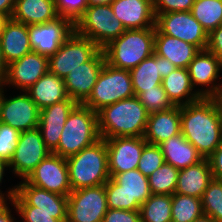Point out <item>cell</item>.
<instances>
[{
  "mask_svg": "<svg viewBox=\"0 0 222 222\" xmlns=\"http://www.w3.org/2000/svg\"><path fill=\"white\" fill-rule=\"evenodd\" d=\"M26 92L40 110L69 98L64 79L51 72L44 74Z\"/></svg>",
  "mask_w": 222,
  "mask_h": 222,
  "instance_id": "obj_30",
  "label": "cell"
},
{
  "mask_svg": "<svg viewBox=\"0 0 222 222\" xmlns=\"http://www.w3.org/2000/svg\"><path fill=\"white\" fill-rule=\"evenodd\" d=\"M11 205L22 218V222H67V212L36 210V207L29 206L17 193L14 194Z\"/></svg>",
  "mask_w": 222,
  "mask_h": 222,
  "instance_id": "obj_36",
  "label": "cell"
},
{
  "mask_svg": "<svg viewBox=\"0 0 222 222\" xmlns=\"http://www.w3.org/2000/svg\"><path fill=\"white\" fill-rule=\"evenodd\" d=\"M195 0H153L154 14L191 11Z\"/></svg>",
  "mask_w": 222,
  "mask_h": 222,
  "instance_id": "obj_42",
  "label": "cell"
},
{
  "mask_svg": "<svg viewBox=\"0 0 222 222\" xmlns=\"http://www.w3.org/2000/svg\"><path fill=\"white\" fill-rule=\"evenodd\" d=\"M2 85V110L0 122L11 126L19 132L38 128L40 109L28 93L6 97Z\"/></svg>",
  "mask_w": 222,
  "mask_h": 222,
  "instance_id": "obj_16",
  "label": "cell"
},
{
  "mask_svg": "<svg viewBox=\"0 0 222 222\" xmlns=\"http://www.w3.org/2000/svg\"><path fill=\"white\" fill-rule=\"evenodd\" d=\"M137 98L144 105L149 114L158 111L170 110L175 107L166 94L162 84L155 86L154 89L144 90L137 96Z\"/></svg>",
  "mask_w": 222,
  "mask_h": 222,
  "instance_id": "obj_38",
  "label": "cell"
},
{
  "mask_svg": "<svg viewBox=\"0 0 222 222\" xmlns=\"http://www.w3.org/2000/svg\"><path fill=\"white\" fill-rule=\"evenodd\" d=\"M208 160L211 164L213 178L222 180V143L215 149Z\"/></svg>",
  "mask_w": 222,
  "mask_h": 222,
  "instance_id": "obj_45",
  "label": "cell"
},
{
  "mask_svg": "<svg viewBox=\"0 0 222 222\" xmlns=\"http://www.w3.org/2000/svg\"><path fill=\"white\" fill-rule=\"evenodd\" d=\"M176 68L168 59L155 53L143 60L129 71L135 96L144 90L154 89L155 86L162 84V78L168 76Z\"/></svg>",
  "mask_w": 222,
  "mask_h": 222,
  "instance_id": "obj_21",
  "label": "cell"
},
{
  "mask_svg": "<svg viewBox=\"0 0 222 222\" xmlns=\"http://www.w3.org/2000/svg\"><path fill=\"white\" fill-rule=\"evenodd\" d=\"M154 37L155 28L126 29L102 48L106 63L130 71L154 54Z\"/></svg>",
  "mask_w": 222,
  "mask_h": 222,
  "instance_id": "obj_3",
  "label": "cell"
},
{
  "mask_svg": "<svg viewBox=\"0 0 222 222\" xmlns=\"http://www.w3.org/2000/svg\"><path fill=\"white\" fill-rule=\"evenodd\" d=\"M74 31L80 36L89 38L102 49L126 29L114 16L110 4H105L88 6L74 24Z\"/></svg>",
  "mask_w": 222,
  "mask_h": 222,
  "instance_id": "obj_8",
  "label": "cell"
},
{
  "mask_svg": "<svg viewBox=\"0 0 222 222\" xmlns=\"http://www.w3.org/2000/svg\"><path fill=\"white\" fill-rule=\"evenodd\" d=\"M192 222H216V221L213 218H211L210 216L203 214L202 216L196 218Z\"/></svg>",
  "mask_w": 222,
  "mask_h": 222,
  "instance_id": "obj_51",
  "label": "cell"
},
{
  "mask_svg": "<svg viewBox=\"0 0 222 222\" xmlns=\"http://www.w3.org/2000/svg\"><path fill=\"white\" fill-rule=\"evenodd\" d=\"M0 45L7 65L32 52L28 25L9 18L4 24L0 36Z\"/></svg>",
  "mask_w": 222,
  "mask_h": 222,
  "instance_id": "obj_24",
  "label": "cell"
},
{
  "mask_svg": "<svg viewBox=\"0 0 222 222\" xmlns=\"http://www.w3.org/2000/svg\"><path fill=\"white\" fill-rule=\"evenodd\" d=\"M114 0H88L89 6L111 4Z\"/></svg>",
  "mask_w": 222,
  "mask_h": 222,
  "instance_id": "obj_50",
  "label": "cell"
},
{
  "mask_svg": "<svg viewBox=\"0 0 222 222\" xmlns=\"http://www.w3.org/2000/svg\"><path fill=\"white\" fill-rule=\"evenodd\" d=\"M190 12L208 34L222 24V0H195Z\"/></svg>",
  "mask_w": 222,
  "mask_h": 222,
  "instance_id": "obj_33",
  "label": "cell"
},
{
  "mask_svg": "<svg viewBox=\"0 0 222 222\" xmlns=\"http://www.w3.org/2000/svg\"><path fill=\"white\" fill-rule=\"evenodd\" d=\"M100 50L89 38L73 31L55 54L48 57V72L64 79L71 70L90 61Z\"/></svg>",
  "mask_w": 222,
  "mask_h": 222,
  "instance_id": "obj_9",
  "label": "cell"
},
{
  "mask_svg": "<svg viewBox=\"0 0 222 222\" xmlns=\"http://www.w3.org/2000/svg\"><path fill=\"white\" fill-rule=\"evenodd\" d=\"M102 139L144 137L149 113L137 96L107 105L97 112Z\"/></svg>",
  "mask_w": 222,
  "mask_h": 222,
  "instance_id": "obj_2",
  "label": "cell"
},
{
  "mask_svg": "<svg viewBox=\"0 0 222 222\" xmlns=\"http://www.w3.org/2000/svg\"><path fill=\"white\" fill-rule=\"evenodd\" d=\"M59 17L55 0H16L11 18L25 25H37Z\"/></svg>",
  "mask_w": 222,
  "mask_h": 222,
  "instance_id": "obj_27",
  "label": "cell"
},
{
  "mask_svg": "<svg viewBox=\"0 0 222 222\" xmlns=\"http://www.w3.org/2000/svg\"><path fill=\"white\" fill-rule=\"evenodd\" d=\"M155 28L162 34L181 39L196 46L207 48L208 33L190 11L155 14Z\"/></svg>",
  "mask_w": 222,
  "mask_h": 222,
  "instance_id": "obj_12",
  "label": "cell"
},
{
  "mask_svg": "<svg viewBox=\"0 0 222 222\" xmlns=\"http://www.w3.org/2000/svg\"><path fill=\"white\" fill-rule=\"evenodd\" d=\"M204 214L200 198L180 195H172V222H192Z\"/></svg>",
  "mask_w": 222,
  "mask_h": 222,
  "instance_id": "obj_34",
  "label": "cell"
},
{
  "mask_svg": "<svg viewBox=\"0 0 222 222\" xmlns=\"http://www.w3.org/2000/svg\"><path fill=\"white\" fill-rule=\"evenodd\" d=\"M105 62V55L101 49L90 61L71 70L64 78L68 97L82 104L91 94Z\"/></svg>",
  "mask_w": 222,
  "mask_h": 222,
  "instance_id": "obj_18",
  "label": "cell"
},
{
  "mask_svg": "<svg viewBox=\"0 0 222 222\" xmlns=\"http://www.w3.org/2000/svg\"><path fill=\"white\" fill-rule=\"evenodd\" d=\"M74 31V24L59 17L51 22L28 25L31 48L43 56L51 57Z\"/></svg>",
  "mask_w": 222,
  "mask_h": 222,
  "instance_id": "obj_15",
  "label": "cell"
},
{
  "mask_svg": "<svg viewBox=\"0 0 222 222\" xmlns=\"http://www.w3.org/2000/svg\"><path fill=\"white\" fill-rule=\"evenodd\" d=\"M67 200V222H103L108 210L105 184L72 190Z\"/></svg>",
  "mask_w": 222,
  "mask_h": 222,
  "instance_id": "obj_10",
  "label": "cell"
},
{
  "mask_svg": "<svg viewBox=\"0 0 222 222\" xmlns=\"http://www.w3.org/2000/svg\"><path fill=\"white\" fill-rule=\"evenodd\" d=\"M38 128L20 132L14 154L8 163L15 176L25 180L34 168L51 154Z\"/></svg>",
  "mask_w": 222,
  "mask_h": 222,
  "instance_id": "obj_11",
  "label": "cell"
},
{
  "mask_svg": "<svg viewBox=\"0 0 222 222\" xmlns=\"http://www.w3.org/2000/svg\"><path fill=\"white\" fill-rule=\"evenodd\" d=\"M47 72L48 57L32 51L8 65L3 86L12 85L25 92Z\"/></svg>",
  "mask_w": 222,
  "mask_h": 222,
  "instance_id": "obj_19",
  "label": "cell"
},
{
  "mask_svg": "<svg viewBox=\"0 0 222 222\" xmlns=\"http://www.w3.org/2000/svg\"><path fill=\"white\" fill-rule=\"evenodd\" d=\"M212 179L210 161L203 159L196 165L179 170L175 193L201 199Z\"/></svg>",
  "mask_w": 222,
  "mask_h": 222,
  "instance_id": "obj_26",
  "label": "cell"
},
{
  "mask_svg": "<svg viewBox=\"0 0 222 222\" xmlns=\"http://www.w3.org/2000/svg\"><path fill=\"white\" fill-rule=\"evenodd\" d=\"M135 96L131 74L105 62L89 97L82 103L95 112L120 100Z\"/></svg>",
  "mask_w": 222,
  "mask_h": 222,
  "instance_id": "obj_7",
  "label": "cell"
},
{
  "mask_svg": "<svg viewBox=\"0 0 222 222\" xmlns=\"http://www.w3.org/2000/svg\"><path fill=\"white\" fill-rule=\"evenodd\" d=\"M8 20V18L2 14H0V36L4 27L5 22Z\"/></svg>",
  "mask_w": 222,
  "mask_h": 222,
  "instance_id": "obj_52",
  "label": "cell"
},
{
  "mask_svg": "<svg viewBox=\"0 0 222 222\" xmlns=\"http://www.w3.org/2000/svg\"><path fill=\"white\" fill-rule=\"evenodd\" d=\"M16 0H0V14L8 19L12 17Z\"/></svg>",
  "mask_w": 222,
  "mask_h": 222,
  "instance_id": "obj_48",
  "label": "cell"
},
{
  "mask_svg": "<svg viewBox=\"0 0 222 222\" xmlns=\"http://www.w3.org/2000/svg\"><path fill=\"white\" fill-rule=\"evenodd\" d=\"M172 195L151 194L141 205V222H172Z\"/></svg>",
  "mask_w": 222,
  "mask_h": 222,
  "instance_id": "obj_32",
  "label": "cell"
},
{
  "mask_svg": "<svg viewBox=\"0 0 222 222\" xmlns=\"http://www.w3.org/2000/svg\"><path fill=\"white\" fill-rule=\"evenodd\" d=\"M66 161L72 190L103 185L110 179L105 139L101 138Z\"/></svg>",
  "mask_w": 222,
  "mask_h": 222,
  "instance_id": "obj_4",
  "label": "cell"
},
{
  "mask_svg": "<svg viewBox=\"0 0 222 222\" xmlns=\"http://www.w3.org/2000/svg\"><path fill=\"white\" fill-rule=\"evenodd\" d=\"M100 139L97 112L78 103L69 113L59 144L52 153L68 158Z\"/></svg>",
  "mask_w": 222,
  "mask_h": 222,
  "instance_id": "obj_5",
  "label": "cell"
},
{
  "mask_svg": "<svg viewBox=\"0 0 222 222\" xmlns=\"http://www.w3.org/2000/svg\"><path fill=\"white\" fill-rule=\"evenodd\" d=\"M20 132L0 122V159L9 163L14 154Z\"/></svg>",
  "mask_w": 222,
  "mask_h": 222,
  "instance_id": "obj_40",
  "label": "cell"
},
{
  "mask_svg": "<svg viewBox=\"0 0 222 222\" xmlns=\"http://www.w3.org/2000/svg\"><path fill=\"white\" fill-rule=\"evenodd\" d=\"M8 169V163L0 159V185H2L1 183L4 178L5 171ZM8 190L9 191L6 192L7 194L3 193V191L0 190V203L7 202V200L10 201L13 199L14 194L16 193V186H13V188H10Z\"/></svg>",
  "mask_w": 222,
  "mask_h": 222,
  "instance_id": "obj_46",
  "label": "cell"
},
{
  "mask_svg": "<svg viewBox=\"0 0 222 222\" xmlns=\"http://www.w3.org/2000/svg\"><path fill=\"white\" fill-rule=\"evenodd\" d=\"M16 186V193L29 205L36 207V210L45 212H67V196H62L45 189L36 187L20 181Z\"/></svg>",
  "mask_w": 222,
  "mask_h": 222,
  "instance_id": "obj_28",
  "label": "cell"
},
{
  "mask_svg": "<svg viewBox=\"0 0 222 222\" xmlns=\"http://www.w3.org/2000/svg\"><path fill=\"white\" fill-rule=\"evenodd\" d=\"M181 133L180 106L150 113L144 139L148 144L159 145Z\"/></svg>",
  "mask_w": 222,
  "mask_h": 222,
  "instance_id": "obj_23",
  "label": "cell"
},
{
  "mask_svg": "<svg viewBox=\"0 0 222 222\" xmlns=\"http://www.w3.org/2000/svg\"><path fill=\"white\" fill-rule=\"evenodd\" d=\"M164 156L158 145L146 144L142 150L137 169L149 177L164 163Z\"/></svg>",
  "mask_w": 222,
  "mask_h": 222,
  "instance_id": "obj_39",
  "label": "cell"
},
{
  "mask_svg": "<svg viewBox=\"0 0 222 222\" xmlns=\"http://www.w3.org/2000/svg\"><path fill=\"white\" fill-rule=\"evenodd\" d=\"M206 49L215 54L222 61V24L208 34Z\"/></svg>",
  "mask_w": 222,
  "mask_h": 222,
  "instance_id": "obj_44",
  "label": "cell"
},
{
  "mask_svg": "<svg viewBox=\"0 0 222 222\" xmlns=\"http://www.w3.org/2000/svg\"><path fill=\"white\" fill-rule=\"evenodd\" d=\"M11 203V200L9 203L3 202L0 203V222H19V221H14L16 218L13 217L11 214V209L9 208V204Z\"/></svg>",
  "mask_w": 222,
  "mask_h": 222,
  "instance_id": "obj_47",
  "label": "cell"
},
{
  "mask_svg": "<svg viewBox=\"0 0 222 222\" xmlns=\"http://www.w3.org/2000/svg\"><path fill=\"white\" fill-rule=\"evenodd\" d=\"M77 104L68 98L40 110L38 129L51 152L58 146L67 117Z\"/></svg>",
  "mask_w": 222,
  "mask_h": 222,
  "instance_id": "obj_20",
  "label": "cell"
},
{
  "mask_svg": "<svg viewBox=\"0 0 222 222\" xmlns=\"http://www.w3.org/2000/svg\"><path fill=\"white\" fill-rule=\"evenodd\" d=\"M217 98H218V100H219V102H220V104L222 106V91H221V94Z\"/></svg>",
  "mask_w": 222,
  "mask_h": 222,
  "instance_id": "obj_54",
  "label": "cell"
},
{
  "mask_svg": "<svg viewBox=\"0 0 222 222\" xmlns=\"http://www.w3.org/2000/svg\"><path fill=\"white\" fill-rule=\"evenodd\" d=\"M27 183L62 196L72 191L66 158L51 153L25 179Z\"/></svg>",
  "mask_w": 222,
  "mask_h": 222,
  "instance_id": "obj_13",
  "label": "cell"
},
{
  "mask_svg": "<svg viewBox=\"0 0 222 222\" xmlns=\"http://www.w3.org/2000/svg\"><path fill=\"white\" fill-rule=\"evenodd\" d=\"M57 13L60 17L69 19L73 24L88 8V0H55Z\"/></svg>",
  "mask_w": 222,
  "mask_h": 222,
  "instance_id": "obj_41",
  "label": "cell"
},
{
  "mask_svg": "<svg viewBox=\"0 0 222 222\" xmlns=\"http://www.w3.org/2000/svg\"><path fill=\"white\" fill-rule=\"evenodd\" d=\"M110 6L125 29L155 28L153 0H114Z\"/></svg>",
  "mask_w": 222,
  "mask_h": 222,
  "instance_id": "obj_22",
  "label": "cell"
},
{
  "mask_svg": "<svg viewBox=\"0 0 222 222\" xmlns=\"http://www.w3.org/2000/svg\"><path fill=\"white\" fill-rule=\"evenodd\" d=\"M178 173L179 169L164 162L148 177L151 194L173 195L177 186Z\"/></svg>",
  "mask_w": 222,
  "mask_h": 222,
  "instance_id": "obj_35",
  "label": "cell"
},
{
  "mask_svg": "<svg viewBox=\"0 0 222 222\" xmlns=\"http://www.w3.org/2000/svg\"><path fill=\"white\" fill-rule=\"evenodd\" d=\"M103 222H141L140 210H122L108 208Z\"/></svg>",
  "mask_w": 222,
  "mask_h": 222,
  "instance_id": "obj_43",
  "label": "cell"
},
{
  "mask_svg": "<svg viewBox=\"0 0 222 222\" xmlns=\"http://www.w3.org/2000/svg\"><path fill=\"white\" fill-rule=\"evenodd\" d=\"M200 50L181 39L162 34L155 28L154 53L168 59L177 68L187 69Z\"/></svg>",
  "mask_w": 222,
  "mask_h": 222,
  "instance_id": "obj_25",
  "label": "cell"
},
{
  "mask_svg": "<svg viewBox=\"0 0 222 222\" xmlns=\"http://www.w3.org/2000/svg\"><path fill=\"white\" fill-rule=\"evenodd\" d=\"M187 69L194 89L196 86L203 87L197 89L202 97H218L221 94L222 79L221 84L217 79L222 71V61L215 54L207 49L200 50Z\"/></svg>",
  "mask_w": 222,
  "mask_h": 222,
  "instance_id": "obj_14",
  "label": "cell"
},
{
  "mask_svg": "<svg viewBox=\"0 0 222 222\" xmlns=\"http://www.w3.org/2000/svg\"><path fill=\"white\" fill-rule=\"evenodd\" d=\"M1 110H2V85H0V118H1Z\"/></svg>",
  "mask_w": 222,
  "mask_h": 222,
  "instance_id": "obj_53",
  "label": "cell"
},
{
  "mask_svg": "<svg viewBox=\"0 0 222 222\" xmlns=\"http://www.w3.org/2000/svg\"><path fill=\"white\" fill-rule=\"evenodd\" d=\"M162 86L175 106L187 105L202 98L194 89L188 69L185 68H176L168 76L162 78Z\"/></svg>",
  "mask_w": 222,
  "mask_h": 222,
  "instance_id": "obj_31",
  "label": "cell"
},
{
  "mask_svg": "<svg viewBox=\"0 0 222 222\" xmlns=\"http://www.w3.org/2000/svg\"><path fill=\"white\" fill-rule=\"evenodd\" d=\"M107 205L110 209L140 210L151 196L148 177L138 170L116 174L105 183Z\"/></svg>",
  "mask_w": 222,
  "mask_h": 222,
  "instance_id": "obj_6",
  "label": "cell"
},
{
  "mask_svg": "<svg viewBox=\"0 0 222 222\" xmlns=\"http://www.w3.org/2000/svg\"><path fill=\"white\" fill-rule=\"evenodd\" d=\"M181 133L208 159L222 143V106L217 97H202L180 106Z\"/></svg>",
  "mask_w": 222,
  "mask_h": 222,
  "instance_id": "obj_1",
  "label": "cell"
},
{
  "mask_svg": "<svg viewBox=\"0 0 222 222\" xmlns=\"http://www.w3.org/2000/svg\"><path fill=\"white\" fill-rule=\"evenodd\" d=\"M158 146L163 153L165 163L179 170L196 165L203 160L197 149L185 139L182 133L170 137Z\"/></svg>",
  "mask_w": 222,
  "mask_h": 222,
  "instance_id": "obj_29",
  "label": "cell"
},
{
  "mask_svg": "<svg viewBox=\"0 0 222 222\" xmlns=\"http://www.w3.org/2000/svg\"><path fill=\"white\" fill-rule=\"evenodd\" d=\"M204 214L222 222V180L213 178L201 198Z\"/></svg>",
  "mask_w": 222,
  "mask_h": 222,
  "instance_id": "obj_37",
  "label": "cell"
},
{
  "mask_svg": "<svg viewBox=\"0 0 222 222\" xmlns=\"http://www.w3.org/2000/svg\"><path fill=\"white\" fill-rule=\"evenodd\" d=\"M108 151L109 175L137 169L147 141L144 137H113L105 139Z\"/></svg>",
  "mask_w": 222,
  "mask_h": 222,
  "instance_id": "obj_17",
  "label": "cell"
},
{
  "mask_svg": "<svg viewBox=\"0 0 222 222\" xmlns=\"http://www.w3.org/2000/svg\"><path fill=\"white\" fill-rule=\"evenodd\" d=\"M8 65L4 60L3 53L0 45V85H3L6 75H7Z\"/></svg>",
  "mask_w": 222,
  "mask_h": 222,
  "instance_id": "obj_49",
  "label": "cell"
}]
</instances>
